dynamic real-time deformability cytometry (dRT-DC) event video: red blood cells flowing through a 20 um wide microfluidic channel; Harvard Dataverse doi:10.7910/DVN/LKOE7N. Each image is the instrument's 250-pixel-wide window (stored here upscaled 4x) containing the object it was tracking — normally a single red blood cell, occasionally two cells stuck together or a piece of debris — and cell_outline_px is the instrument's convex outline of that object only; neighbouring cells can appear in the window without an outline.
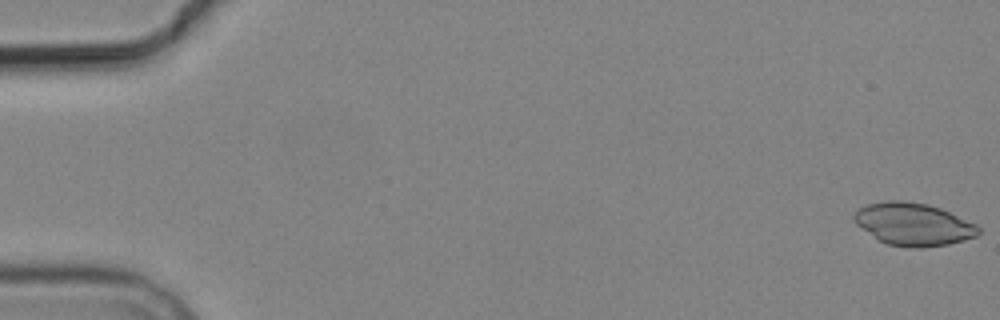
{"species": "common noctule bat (a hibernating species)", "species_latin": "Nyctalus noctula", "temperature_condition": "cold", "stored_images_in_passage": 3, "camera_frame_rate_fps": 3000, "um_per_image_px": 0.085, "animal": {"sex": "male", "body_mass_g": 19.2, "forearm_length_mm": 51.8}, "frame": {"image": 1, "passage_image": 1, "time_ms": 0.0, "image_size_px": [1000, 320], "cell_outline_px": [[980, 232], [976, 236], [964, 240], [948, 244], [920, 248], [912, 248], [888, 244], [880, 240], [856, 224], [852, 220], [852, 216], [860, 208], [868, 204], [888, 200], [900, 200], [928, 204], [940, 208], [976, 224], [980, 228]], "centroid_in_image_um": [77.64, 19.05], "position_along_channel_um": 7.4, "area_um2": 30.63}}